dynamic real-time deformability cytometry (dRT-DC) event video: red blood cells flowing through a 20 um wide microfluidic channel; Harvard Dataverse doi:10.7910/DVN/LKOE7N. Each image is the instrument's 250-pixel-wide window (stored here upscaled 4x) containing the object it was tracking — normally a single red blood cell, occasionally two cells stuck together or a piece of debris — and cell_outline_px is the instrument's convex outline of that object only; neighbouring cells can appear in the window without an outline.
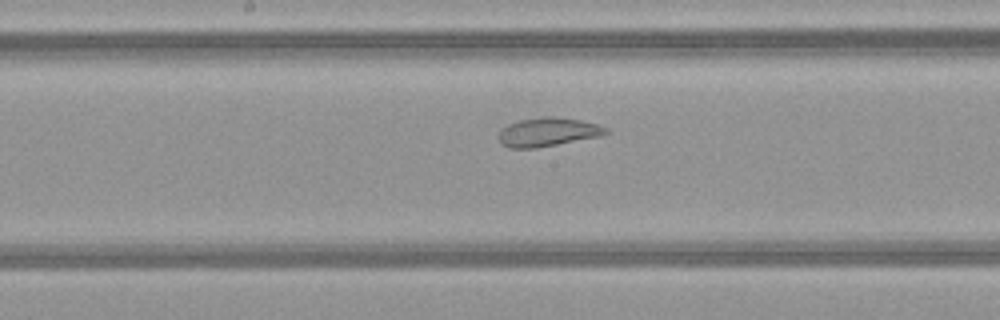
{"species": "common noctule bat (a hibernating species)", "species_latin": "Nyctalus noctula", "temperature_condition": "warm", "stored_images_in_passage": 34, "camera_frame_rate_fps": 3000, "um_per_image_px": 0.085, "animal": {"sex": "female", "body_mass_g": 21.9}, "frame": {"image": 1, "passage_image": 10, "time_ms": 3.0, "image_size_px": [1000, 320], "cell_outline_px": [[608, 132], [600, 136], [536, 148], [508, 148], [500, 144], [496, 136], [500, 128], [508, 124], [520, 120], [544, 116], [552, 116], [580, 120], [600, 124], [608, 128]], "centroid_in_image_um": [46.51, 11.22], "position_along_channel_um": 201.7, "area_um2": 18.21}}
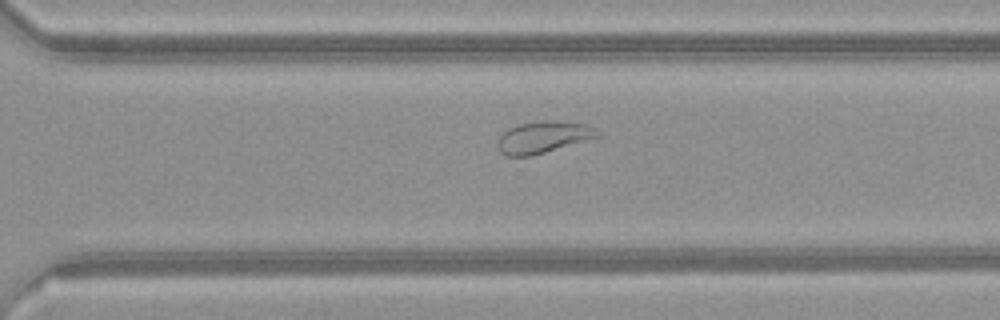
{"frame": {"image": 2, "passage_image": 19, "time_ms": 6.0, "image_size_px": [1000, 320], "cell_outline_px": [[600, 136], [532, 156], [508, 156], [500, 152], [500, 136], [508, 128], [516, 124], [544, 120], [556, 120], [584, 124], [596, 128], [600, 132]], "centroid_in_image_um": [46.2, 11.64], "position_along_channel_um": 324.4, "area_um2": 18.32}}
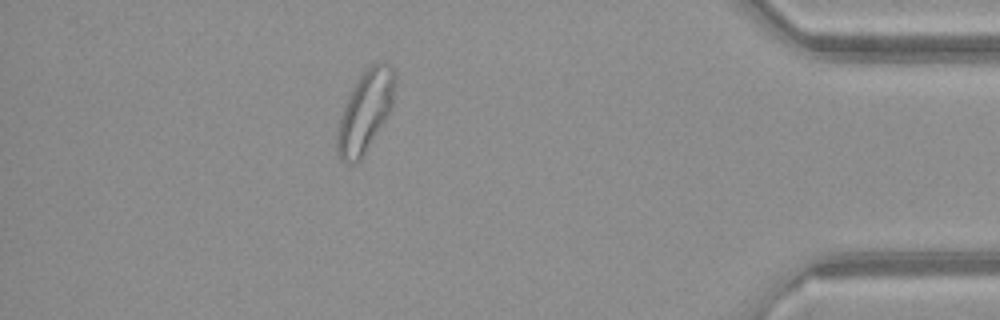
{"frame": {"image": 3, "passage_image": 28, "time_ms": 9.0, "image_size_px": [1000, 320], "cell_outline_px": [[396, 84], [392, 108], [364, 156], [356, 164], [344, 164], [340, 160], [336, 148], [336, 136], [340, 120], [348, 96], [352, 88], [360, 76], [372, 64], [380, 60], [384, 60], [392, 64], [396, 72]], "centroid_in_image_um": [31.08, 9.47], "position_along_channel_um": 404.1, "area_um2": 27.8}}